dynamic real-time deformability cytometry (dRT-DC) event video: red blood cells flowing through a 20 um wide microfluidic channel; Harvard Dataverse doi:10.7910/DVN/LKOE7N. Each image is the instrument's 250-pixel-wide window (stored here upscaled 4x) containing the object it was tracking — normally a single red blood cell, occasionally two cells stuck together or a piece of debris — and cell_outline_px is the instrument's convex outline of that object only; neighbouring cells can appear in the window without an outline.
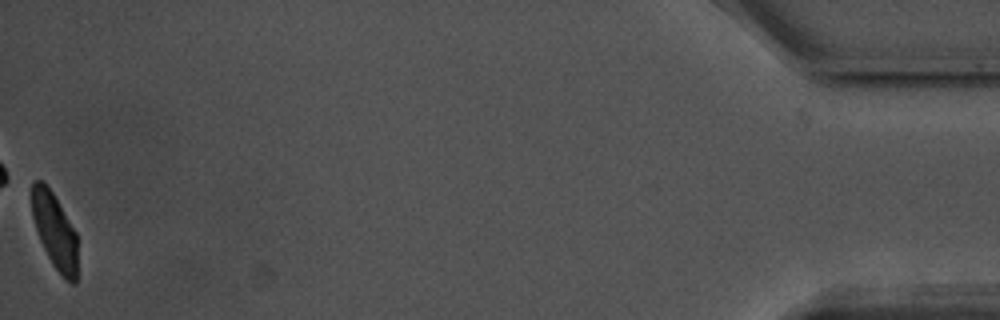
{"species": "common noctule bat (a hibernating species)", "species_latin": "Nyctalus noctula", "temperature_condition": "warm", "stored_images_in_passage": 53, "camera_frame_rate_fps": 3000, "um_per_image_px": 0.085, "animal": {"sex": "male", "body_mass_g": 17.5, "forearm_length_mm": 52.3}, "frame": {"image": 1, "passage_image": 53, "time_ms": 17.333, "image_size_px": [1000, 320], "cell_outline_px": [[76, 284], [72, 284], [52, 264], [40, 240], [32, 216], [32, 180], [40, 180], [52, 192], [76, 232]], "centroid_in_image_um": [4.64, 19.6], "position_along_channel_um": 430.6, "area_um2": 19.54}, "authors_computed_cell_mechanics": {"area_um2": 23.2934, "velocity_mm_per_s": 3.5336, "shape_relaxation_time_tau1_ms": 3.0421, "shape_relaxation_time_tau2_ms": 4.8804, "deformation_change_tau1": 0.1225, "deformation_change_tau2": 0.0829}}